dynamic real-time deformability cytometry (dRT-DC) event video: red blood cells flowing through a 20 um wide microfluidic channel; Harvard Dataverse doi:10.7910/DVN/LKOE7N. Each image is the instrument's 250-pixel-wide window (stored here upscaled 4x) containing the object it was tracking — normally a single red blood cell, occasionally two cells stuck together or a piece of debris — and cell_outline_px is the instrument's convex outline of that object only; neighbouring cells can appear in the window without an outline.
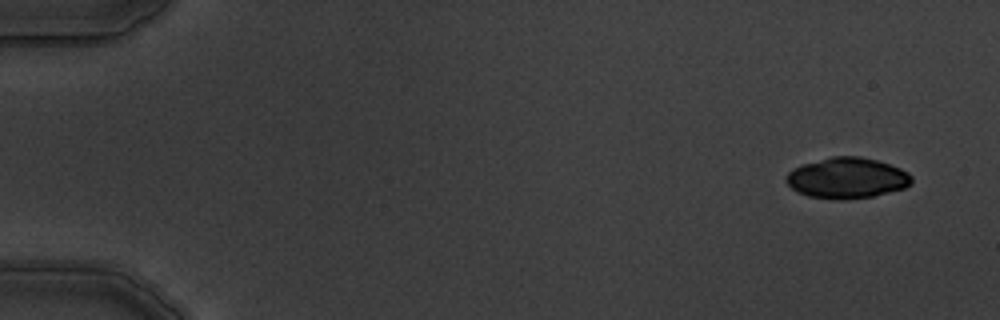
{"species": "common noctule bat (a hibernating species)", "species_latin": "Nyctalus noctula", "temperature_condition": "warm", "stored_images_in_passage": 5, "camera_frame_rate_fps": 3000, "um_per_image_px": 0.085, "animal": {"sex": "male", "body_mass_g": 19.5, "forearm_length_mm": 54.6}, "frame": {"image": 1, "passage_image": 1, "time_ms": 0.0, "image_size_px": [1000, 320], "cell_outline_px": [[912, 184], [904, 188], [872, 196], [844, 200], [836, 200], [808, 196], [796, 192], [784, 180], [788, 172], [792, 168], [800, 164], [832, 156], [860, 156], [876, 160], [900, 168], [908, 172], [912, 176]], "centroid_in_image_um": [71.96, 15.13], "position_along_channel_um": 13.0, "area_um2": 30.06}}